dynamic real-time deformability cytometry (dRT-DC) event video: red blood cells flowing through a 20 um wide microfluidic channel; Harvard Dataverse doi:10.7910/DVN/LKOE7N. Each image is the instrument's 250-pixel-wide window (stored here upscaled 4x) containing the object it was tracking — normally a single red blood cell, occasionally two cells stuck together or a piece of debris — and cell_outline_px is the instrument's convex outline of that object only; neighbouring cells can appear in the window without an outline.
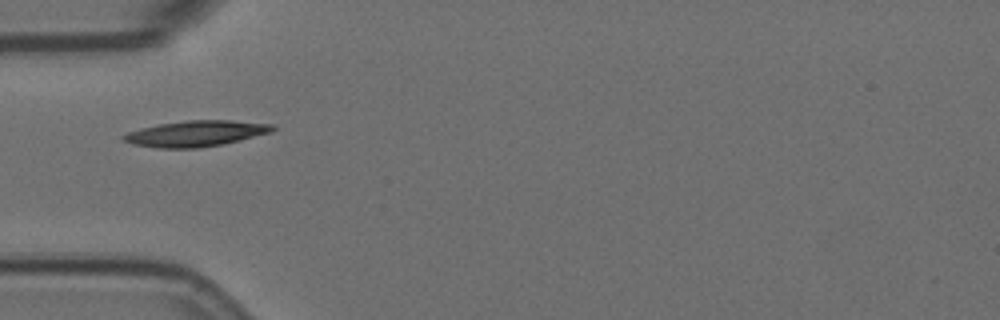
{"species": "Egyptian fruit bat (a non-hibernating species)", "species_latin": "Rousettus aegyptiacus", "temperature_condition": "room temperature", "stored_images_in_passage": 11, "camera_frame_rate_fps": 3000, "um_per_image_px": 0.085, "animal": {"sex": "female"}, "frame": {"image": 1, "passage_image": 1, "time_ms": 0.0, "image_size_px": [1000, 320], "cell_outline_px": [[276, 128], [272, 132], [220, 144], [196, 148], [160, 148], [132, 144], [120, 140], [120, 136], [128, 132], [140, 128], [160, 124], [188, 120], [232, 120], [272, 124]], "centroid_in_image_um": [16.59, 11.34], "position_along_channel_um": 68.4, "area_um2": 22.31}}
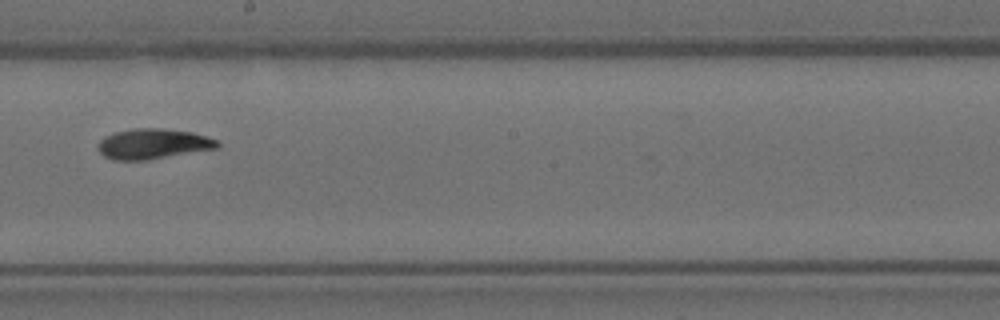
{"frame": {"image": 2, "passage_image": 5, "time_ms": 1.333, "image_size_px": [1000, 320], "cell_outline_px": [[220, 144], [216, 148], [148, 160], [112, 160], [104, 156], [100, 152], [100, 140], [104, 136], [116, 132], [132, 128], [164, 128], [192, 132], [220, 140]], "centroid_in_image_um": [13.03, 12.22], "position_along_channel_um": 235.2, "area_um2": 21.04}}
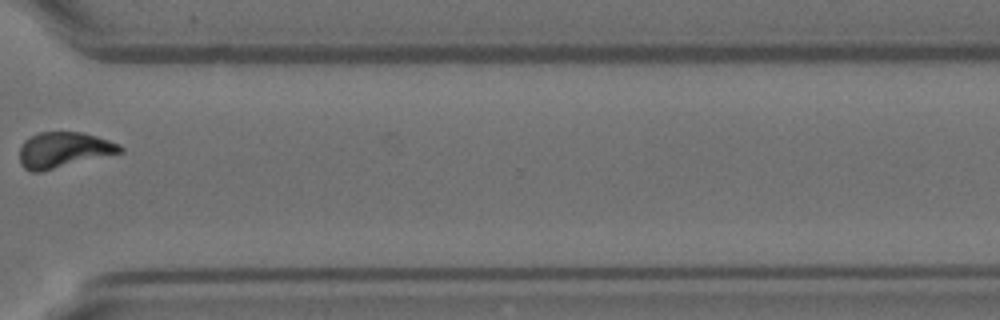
{"frame": {"image": 3, "passage_image": 8, "time_ms": 2.333, "image_size_px": [1000, 320], "cell_outline_px": [[124, 152], [40, 172], [32, 172], [24, 168], [20, 164], [20, 148], [24, 140], [40, 132], [80, 132], [96, 136], [120, 144], [124, 148]], "centroid_in_image_um": [5.42, 12.75], "position_along_channel_um": 365.2, "area_um2": 20.87}}